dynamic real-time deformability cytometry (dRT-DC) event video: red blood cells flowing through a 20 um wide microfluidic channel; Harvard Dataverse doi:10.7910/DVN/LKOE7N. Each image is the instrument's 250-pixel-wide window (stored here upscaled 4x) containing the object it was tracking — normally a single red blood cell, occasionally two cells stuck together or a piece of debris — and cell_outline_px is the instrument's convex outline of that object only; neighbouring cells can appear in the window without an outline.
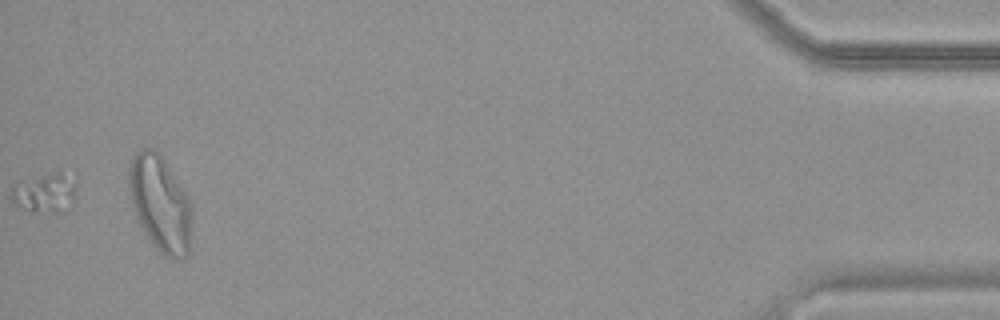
{"species": "common noctule bat (a hibernating species)", "species_latin": "Nyctalus noctula", "temperature_condition": "warm", "stored_images_in_passage": 47, "segment_of_instrument_passage": [2, 2], "camera_frame_rate_fps": 3000, "um_per_image_px": 0.085, "animal": {"sex": "female", "body_mass_g": 19.9}, "frame": {"image": 1, "passage_image": 47, "time_ms": 15.333, "image_size_px": [1000, 320], "cell_outline_px": [[188, 256], [176, 260], [164, 256], [148, 240], [136, 216], [132, 204], [128, 188], [128, 168], [136, 152], [140, 148], [156, 148], [164, 160], [184, 192], [188, 200]], "centroid_in_image_um": [13.53, 17.29], "position_along_channel_um": 421.7, "area_um2": 34.22}}